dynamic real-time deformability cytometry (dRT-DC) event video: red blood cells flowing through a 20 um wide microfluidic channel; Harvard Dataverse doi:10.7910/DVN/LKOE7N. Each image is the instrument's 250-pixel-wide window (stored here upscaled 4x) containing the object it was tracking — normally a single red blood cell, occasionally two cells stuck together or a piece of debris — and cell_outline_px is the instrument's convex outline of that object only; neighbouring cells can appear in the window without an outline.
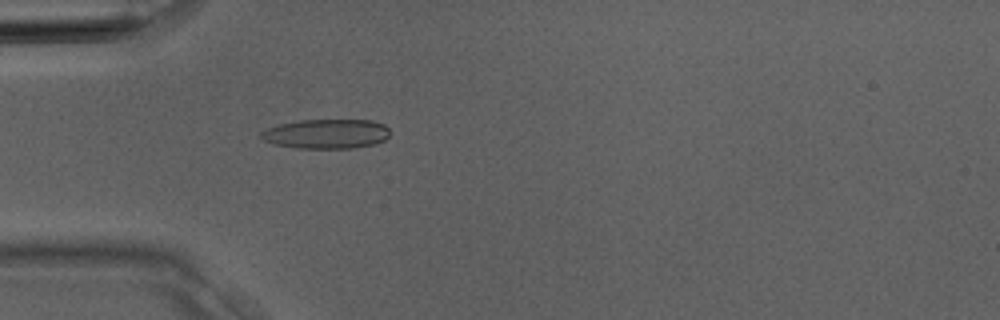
{"species": "Egyptian fruit bat (a non-hibernating species)", "species_latin": "Rousettus aegyptiacus", "temperature_condition": "room temperature", "stored_images_in_passage": 3, "camera_frame_rate_fps": 3000, "um_per_image_px": 0.085, "animal": {"sex": "male"}, "frame": {"image": 1, "passage_image": 3, "time_ms": 0.667, "image_size_px": [1000, 320], "cell_outline_px": [[392, 132], [384, 140], [376, 144], [356, 148], [296, 148], [276, 144], [264, 140], [260, 136], [260, 132], [268, 128], [280, 124], [300, 120], [372, 120], [384, 124]], "centroid_in_image_um": [27.79, 11.38], "position_along_channel_um": 57.2, "area_um2": 22.25}}